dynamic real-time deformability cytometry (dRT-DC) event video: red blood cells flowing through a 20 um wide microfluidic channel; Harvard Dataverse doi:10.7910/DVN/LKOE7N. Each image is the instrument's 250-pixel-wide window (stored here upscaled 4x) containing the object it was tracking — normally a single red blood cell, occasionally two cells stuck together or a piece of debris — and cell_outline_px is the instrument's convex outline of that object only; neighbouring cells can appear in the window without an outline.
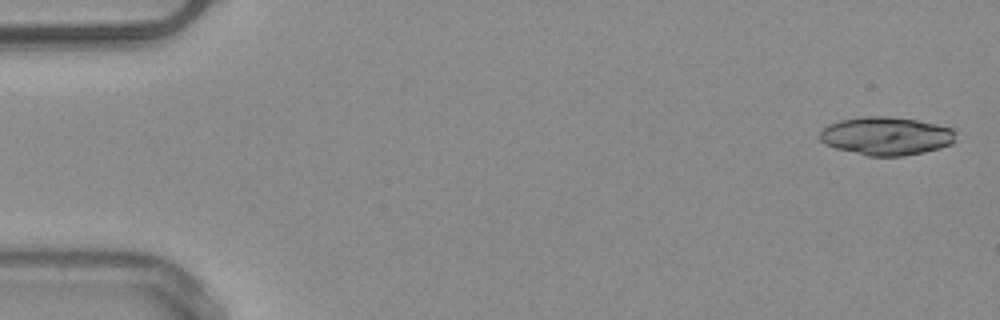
{"species": "common noctule bat (a hibernating species)", "species_latin": "Nyctalus noctula", "temperature_condition": "warm", "stored_images_in_passage": 7, "camera_frame_rate_fps": 3000, "um_per_image_px": 0.085, "animal": {"sex": "male", "body_mass_g": 20.4}, "frame": {"image": 1, "passage_image": 1, "time_ms": 0.0, "image_size_px": [1000, 320], "cell_outline_px": [[956, 140], [952, 144], [940, 148], [924, 152], [904, 156], [868, 156], [836, 148], [824, 144], [820, 140], [820, 132], [828, 124], [840, 120], [860, 116], [888, 116], [916, 120], [956, 128]], "centroid_in_image_um": [75.36, 11.55], "position_along_channel_um": 9.6, "area_um2": 30.63}}
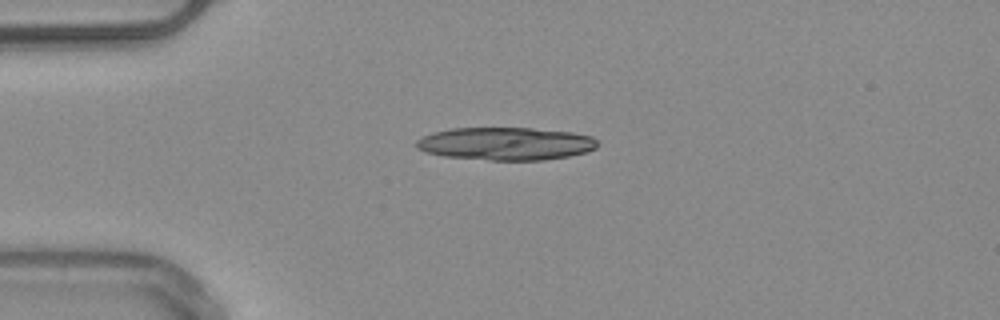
{"frame": {"image": 2, "passage_image": 4, "time_ms": 3.667, "image_size_px": [1000, 320], "cell_outline_px": [[596, 148], [584, 152], [568, 156], [544, 160], [488, 160], [444, 156], [424, 152], [416, 148], [416, 140], [432, 132], [452, 128], [532, 128], [572, 132], [592, 136], [596, 140]], "centroid_in_image_um": [42.95, 12.21], "position_along_channel_um": 42.0, "area_um2": 34.68}}